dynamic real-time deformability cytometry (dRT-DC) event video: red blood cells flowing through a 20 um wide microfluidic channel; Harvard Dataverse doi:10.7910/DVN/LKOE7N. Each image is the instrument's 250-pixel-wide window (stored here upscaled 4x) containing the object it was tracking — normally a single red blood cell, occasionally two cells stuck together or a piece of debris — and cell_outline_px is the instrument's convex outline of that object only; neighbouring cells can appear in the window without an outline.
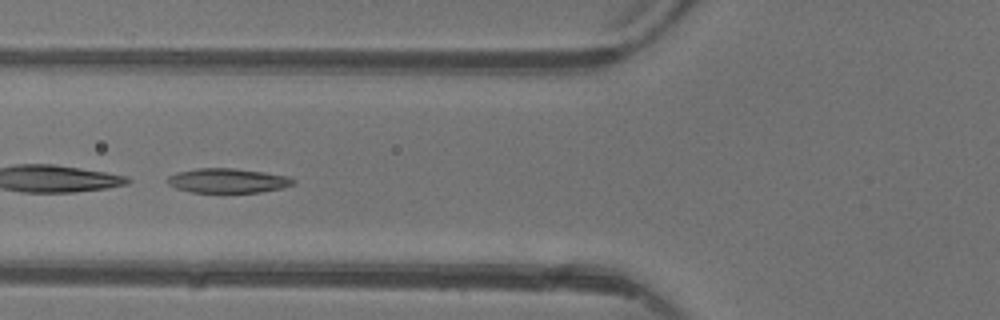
{"species": "common noctule bat (a hibernating species)", "species_latin": "Nyctalus noctula", "temperature_condition": "warm", "stored_images_in_passage": 6, "camera_frame_rate_fps": 3000, "um_per_image_px": 0.085, "animal": {"sex": "female"}, "frame": {"image": 1, "passage_image": 6, "time_ms": 6.0, "image_size_px": [1000, 320], "cell_outline_px": [[296, 184], [280, 188], [260, 192], [192, 192], [176, 188], [168, 184], [164, 180], [168, 176], [176, 172], [196, 168], [236, 168], [288, 176], [296, 180]], "centroid_in_image_um": [19.32, 15.34], "position_along_channel_um": 106.5, "area_um2": 18.03}}